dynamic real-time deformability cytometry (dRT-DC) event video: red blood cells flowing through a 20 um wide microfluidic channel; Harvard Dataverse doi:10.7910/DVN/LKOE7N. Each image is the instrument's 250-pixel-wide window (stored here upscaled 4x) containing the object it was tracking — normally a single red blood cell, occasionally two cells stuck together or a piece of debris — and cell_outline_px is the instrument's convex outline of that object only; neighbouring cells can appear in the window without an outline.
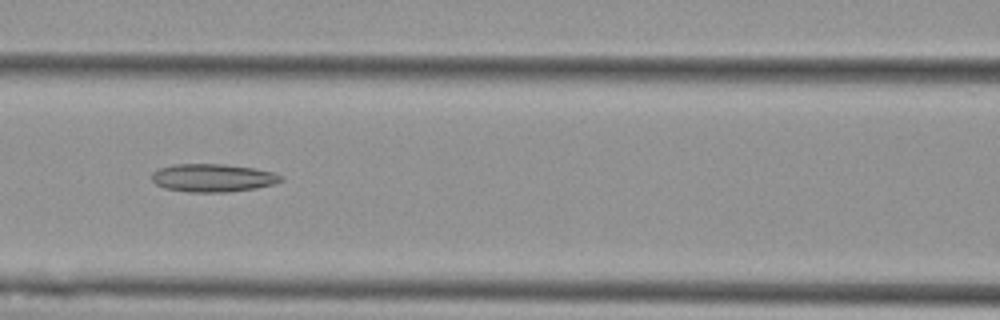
{"species": "Egyptian fruit bat (a non-hibernating species)", "species_latin": "Rousettus aegyptiacus", "temperature_condition": "cold", "stored_images_in_passage": 7, "camera_frame_rate_fps": 3000, "um_per_image_px": 0.085, "animal": {"sex": "female"}, "frame": {"image": 1, "passage_image": 7, "time_ms": 7.0, "image_size_px": [1000, 320], "cell_outline_px": [[284, 180], [276, 184], [256, 188], [228, 192], [192, 192], [164, 188], [156, 184], [152, 180], [152, 172], [160, 168], [172, 164], [224, 164], [252, 168], [272, 172], [284, 176]], "centroid_in_image_um": [18.11, 15.12], "position_along_channel_um": 148.5, "area_um2": 21.15}}